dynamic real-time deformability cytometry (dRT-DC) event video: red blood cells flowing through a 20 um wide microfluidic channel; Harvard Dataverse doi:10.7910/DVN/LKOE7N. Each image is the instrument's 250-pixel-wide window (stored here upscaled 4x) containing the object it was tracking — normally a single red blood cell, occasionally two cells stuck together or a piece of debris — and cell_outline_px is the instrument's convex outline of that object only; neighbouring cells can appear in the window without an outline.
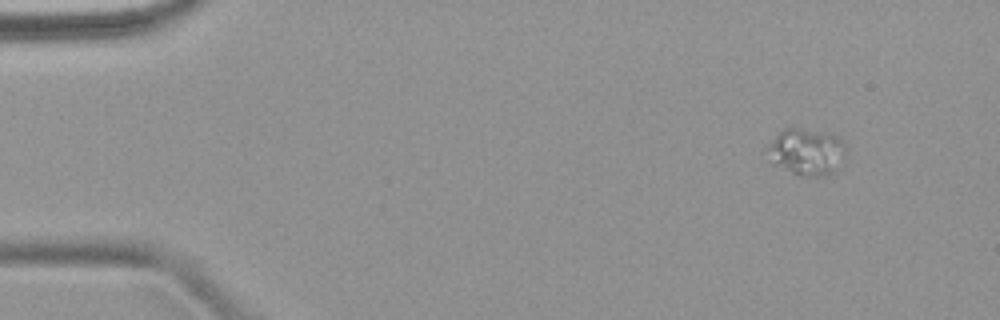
{"species": "common noctule bat (a hibernating species)", "species_latin": "Nyctalus noctula", "temperature_condition": "warm", "stored_images_in_passage": 4, "camera_frame_rate_fps": 3000, "um_per_image_px": 0.085, "animal": {"sex": "female", "body_mass_g": 18.4}, "frame": {"image": 1, "passage_image": 1, "time_ms": 0.0, "image_size_px": [1000, 320], "cell_outline_px": [[844, 152], [832, 172], [824, 176], [800, 176], [772, 164], [764, 148], [784, 128], [796, 128], [836, 136], [844, 144]], "centroid_in_image_um": [68.44, 12.92], "position_along_channel_um": 16.6, "area_um2": 20.75}}
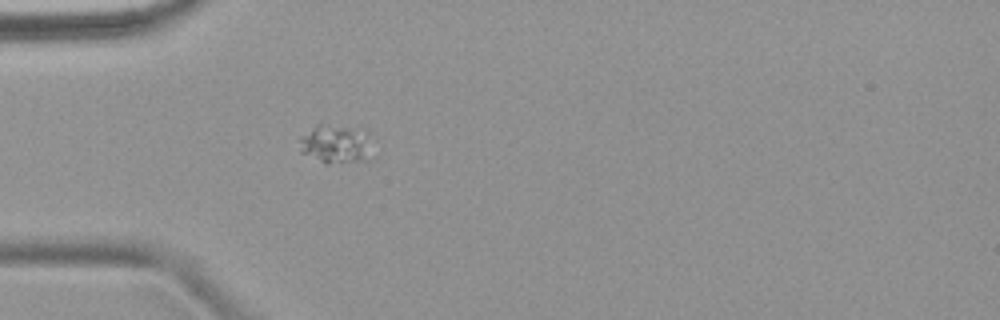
{"frame": {"image": 2, "passage_image": 4, "time_ms": 3.667, "image_size_px": [1000, 320], "cell_outline_px": [[372, 160], [328, 164], [324, 164], [300, 152], [300, 136], [316, 124], [320, 124], [368, 128]], "centroid_in_image_um": [28.59, 12.24], "position_along_channel_um": 56.4, "area_um2": 17.17}}